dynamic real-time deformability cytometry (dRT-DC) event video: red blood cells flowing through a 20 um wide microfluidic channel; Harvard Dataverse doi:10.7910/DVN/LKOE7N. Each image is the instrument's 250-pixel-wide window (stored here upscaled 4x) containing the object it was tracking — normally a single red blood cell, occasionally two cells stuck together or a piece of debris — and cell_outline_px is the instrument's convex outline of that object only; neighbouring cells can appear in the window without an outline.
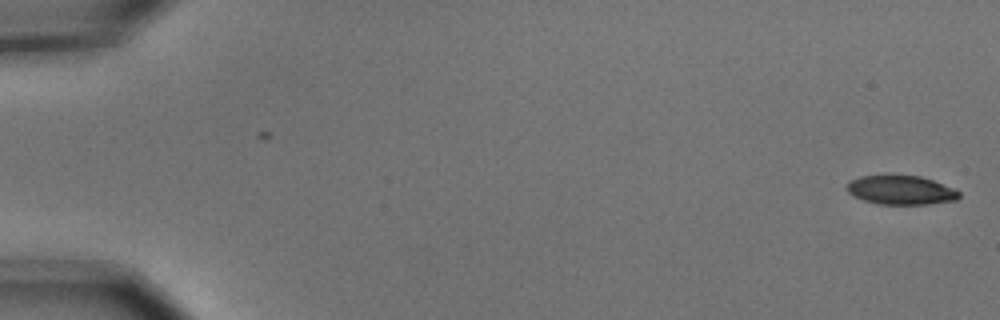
{"species": "common noctule bat (a hibernating species)", "species_latin": "Nyctalus noctula", "temperature_condition": "cold", "stored_images_in_passage": 2, "camera_frame_rate_fps": 3000, "um_per_image_px": 0.085, "animal": {"sex": "male", "body_mass_g": 15.6}, "frame": {"image": 1, "passage_image": 2, "time_ms": 0.333, "image_size_px": [1000, 320], "cell_outline_px": [[960, 196], [956, 200], [928, 204], [880, 204], [864, 200], [852, 196], [844, 188], [848, 180], [860, 176], [888, 172], [920, 176], [932, 180], [952, 188], [960, 192]], "centroid_in_image_um": [76.48, 16.1], "position_along_channel_um": 8.5, "area_um2": 19.77}}